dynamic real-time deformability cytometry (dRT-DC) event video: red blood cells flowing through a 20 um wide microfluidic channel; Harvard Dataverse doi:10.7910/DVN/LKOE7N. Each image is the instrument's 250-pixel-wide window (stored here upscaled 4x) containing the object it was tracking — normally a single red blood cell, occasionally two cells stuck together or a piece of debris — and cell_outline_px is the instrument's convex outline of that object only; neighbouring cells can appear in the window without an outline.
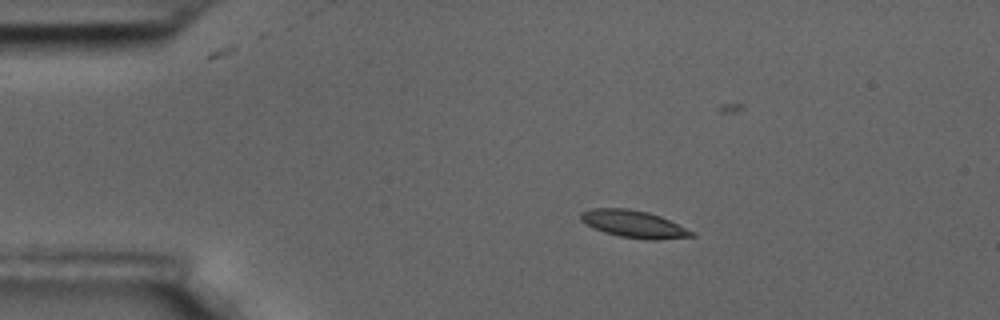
{"species": "common noctule bat (a hibernating species)", "species_latin": "Nyctalus noctula", "temperature_condition": "room temperature", "stored_images_in_passage": 5, "camera_frame_rate_fps": 3000, "um_per_image_px": 0.085, "animal": {"sex": "male", "body_mass_g": 17.5, "forearm_length_mm": 52.3}, "frame": {"image": 1, "passage_image": 2, "time_ms": 0.333, "image_size_px": [1000, 320], "cell_outline_px": [[696, 236], [656, 240], [648, 240], [620, 236], [604, 232], [580, 220], [580, 212], [592, 208], [628, 208], [648, 212], [660, 216], [696, 232]], "centroid_in_image_um": [53.91, 19.04], "position_along_channel_um": 31.1, "area_um2": 17.57}}
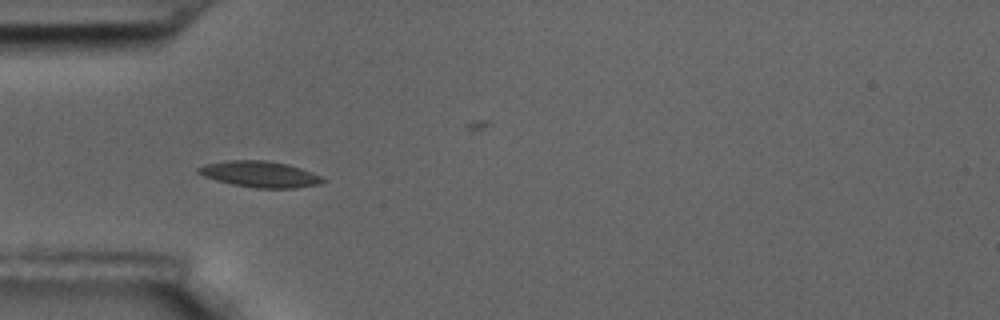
{"frame": {"image": 2, "passage_image": 4, "time_ms": 1.0, "image_size_px": [1000, 320], "cell_outline_px": [[328, 180], [320, 184], [292, 188], [256, 188], [232, 184], [216, 180], [204, 176], [196, 172], [196, 168], [204, 164], [228, 160], [264, 160], [288, 164], [324, 176]], "centroid_in_image_um": [22.11, 14.8], "position_along_channel_um": 62.9, "area_um2": 19.07}}